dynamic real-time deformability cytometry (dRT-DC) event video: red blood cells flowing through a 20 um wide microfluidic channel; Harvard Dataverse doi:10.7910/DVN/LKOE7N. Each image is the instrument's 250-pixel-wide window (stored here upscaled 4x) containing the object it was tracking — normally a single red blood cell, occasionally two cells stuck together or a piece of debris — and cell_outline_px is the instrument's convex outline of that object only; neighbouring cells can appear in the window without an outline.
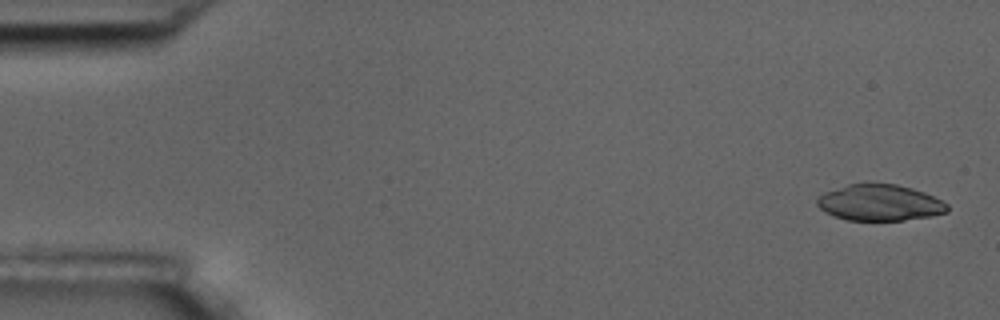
{"species": "common noctule bat (a hibernating species)", "species_latin": "Nyctalus noctula", "temperature_condition": "room temperature", "stored_images_in_passage": 5, "camera_frame_rate_fps": 3000, "um_per_image_px": 0.085, "animal": {"sex": "male", "body_mass_g": 17.5, "forearm_length_mm": 52.3}, "frame": {"image": 1, "passage_image": 1, "time_ms": 0.0, "image_size_px": [1000, 320], "cell_outline_px": [[948, 212], [932, 216], [904, 220], [848, 220], [824, 212], [816, 204], [816, 200], [824, 192], [848, 184], [868, 180], [896, 184], [912, 188], [924, 192], [948, 204]], "centroid_in_image_um": [74.76, 17.19], "position_along_channel_um": 10.2, "area_um2": 27.98}}